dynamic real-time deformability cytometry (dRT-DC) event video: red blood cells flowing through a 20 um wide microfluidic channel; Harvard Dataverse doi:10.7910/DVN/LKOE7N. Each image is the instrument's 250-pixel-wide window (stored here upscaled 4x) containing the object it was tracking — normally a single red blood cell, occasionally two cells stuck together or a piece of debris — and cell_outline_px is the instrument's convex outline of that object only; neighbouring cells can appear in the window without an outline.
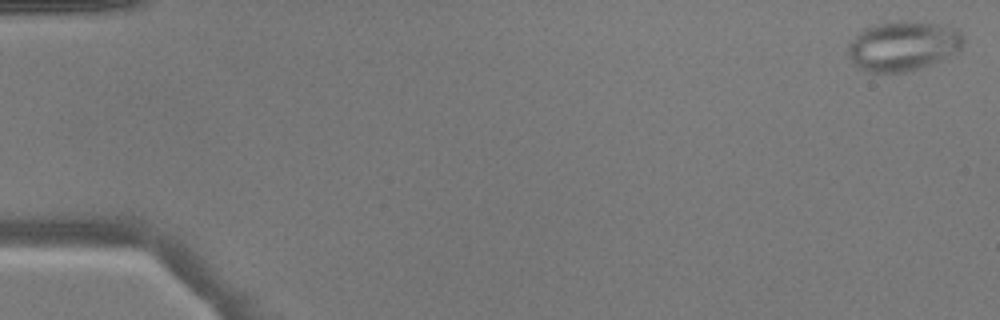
{"species": "common noctule bat (a hibernating species)", "species_latin": "Nyctalus noctula", "temperature_condition": "warm", "stored_images_in_passage": 50, "camera_frame_rate_fps": 3000, "um_per_image_px": 0.085, "animal": {"sex": "male", "body_mass_g": 17.9}, "frame": {"image": 1, "passage_image": 1, "time_ms": 0.0, "image_size_px": [1000, 320], "cell_outline_px": [[964, 40], [960, 48], [932, 64], [920, 68], [904, 72], [872, 72], [860, 68], [848, 56], [848, 44], [864, 28], [880, 24], [900, 20], [944, 24], [956, 28], [964, 36]], "centroid_in_image_um": [76.77, 3.89], "position_along_channel_um": 8.2, "area_um2": 33.06}}
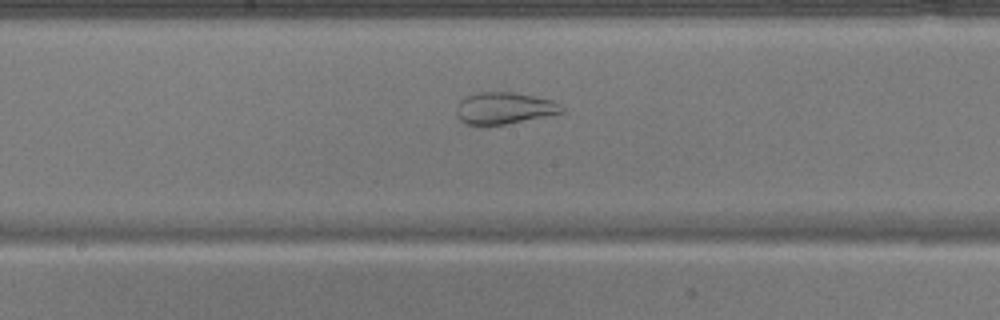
{"frame": {"image": 2, "passage_image": 27, "time_ms": 8.667, "image_size_px": [1000, 320], "cell_outline_px": [[564, 112], [508, 124], [488, 128], [464, 124], [460, 120], [456, 112], [456, 108], [460, 100], [476, 92], [512, 92], [552, 100], [560, 104], [564, 108]], "centroid_in_image_um": [42.8, 9.24], "position_along_channel_um": 205.4, "area_um2": 19.94}}
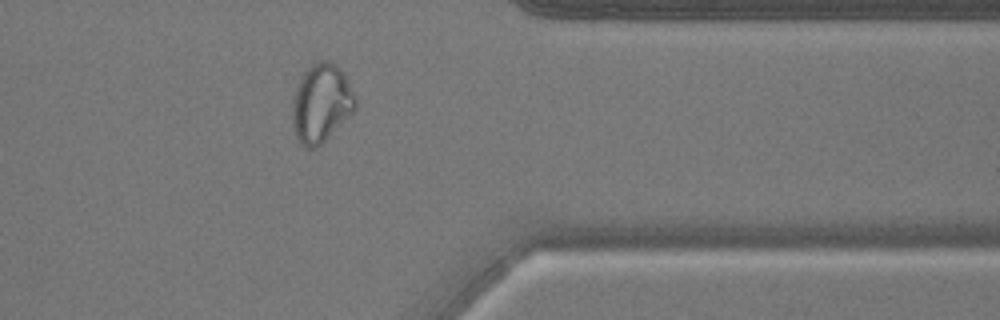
{"frame": {"image": 3, "passage_image": 41, "time_ms": 13.333, "image_size_px": [1000, 320], "cell_outline_px": [[356, 108], [316, 148], [308, 148], [300, 144], [296, 136], [292, 124], [292, 96], [304, 72], [312, 64], [320, 60], [328, 60], [336, 64], [344, 72], [356, 100]], "centroid_in_image_um": [27.28, 8.75], "position_along_channel_um": 384.1, "area_um2": 28.55}}